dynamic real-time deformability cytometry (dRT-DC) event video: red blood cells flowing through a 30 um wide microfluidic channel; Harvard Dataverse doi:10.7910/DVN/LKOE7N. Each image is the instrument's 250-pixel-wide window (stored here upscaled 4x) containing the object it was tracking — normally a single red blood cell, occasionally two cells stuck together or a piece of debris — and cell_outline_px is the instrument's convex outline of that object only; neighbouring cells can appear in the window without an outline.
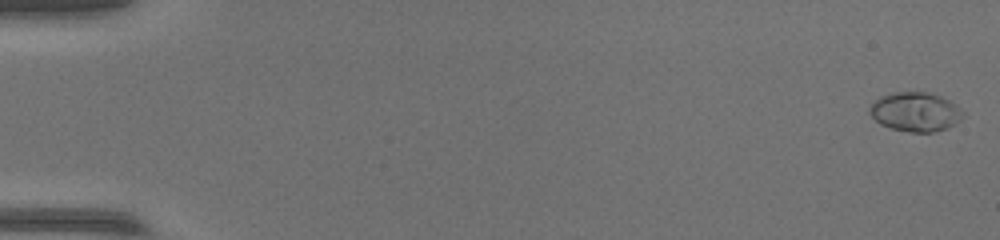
{"species": "common noctule bat (a hibernating species)", "species_latin": "Nyctalus noctula", "temperature_condition": "warm", "stored_images_in_passage": 54, "camera_frame_rate_fps": 3000, "um_per_image_px": 0.085, "animal": {"sex": "female", "body_mass_g": 17.0, "forearm_length_mm": 48.0}, "frame": {"image": 1, "passage_image": 1, "time_ms": 0.0, "image_size_px": [1000, 240], "cell_outline_px": [[964, 116], [960, 120], [948, 128], [932, 132], [908, 132], [892, 128], [880, 124], [872, 116], [868, 108], [880, 96], [892, 92], [924, 92], [940, 96], [956, 104], [964, 112]], "centroid_in_image_um": [77.82, 9.51], "position_along_channel_um": 7.2, "area_um2": 21.27}}
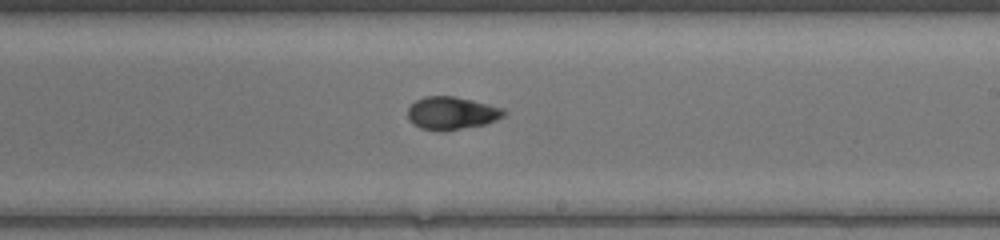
{"frame": {"image": 2, "passage_image": 33, "time_ms": 10.667, "image_size_px": [1000, 240], "cell_outline_px": [[508, 112], [504, 116], [496, 120], [484, 124], [444, 132], [440, 132], [420, 128], [412, 124], [408, 120], [408, 108], [416, 100], [424, 96], [452, 96], [472, 100], [504, 108]], "centroid_in_image_um": [38.38, 9.63], "position_along_channel_um": 250.6, "area_um2": 18.61}}
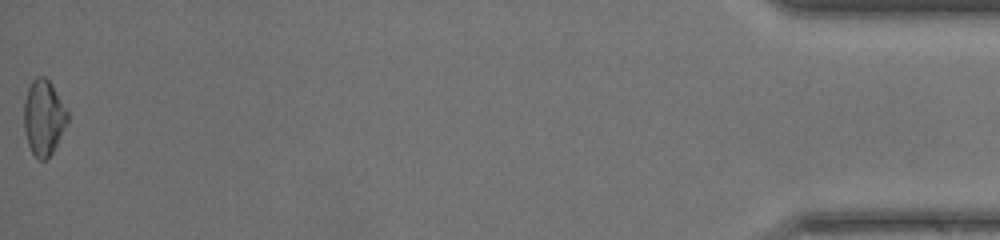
{"frame": {"image": 3, "passage_image": 54, "time_ms": 17.667, "image_size_px": [1000, 240], "cell_outline_px": [[68, 120], [52, 152], [44, 160], [36, 160], [28, 144], [24, 132], [24, 104], [28, 88], [32, 80], [36, 76], [44, 76], [52, 84], [68, 112]], "centroid_in_image_um": [3.69, 9.98], "position_along_channel_um": 431.5, "area_um2": 18.96}}